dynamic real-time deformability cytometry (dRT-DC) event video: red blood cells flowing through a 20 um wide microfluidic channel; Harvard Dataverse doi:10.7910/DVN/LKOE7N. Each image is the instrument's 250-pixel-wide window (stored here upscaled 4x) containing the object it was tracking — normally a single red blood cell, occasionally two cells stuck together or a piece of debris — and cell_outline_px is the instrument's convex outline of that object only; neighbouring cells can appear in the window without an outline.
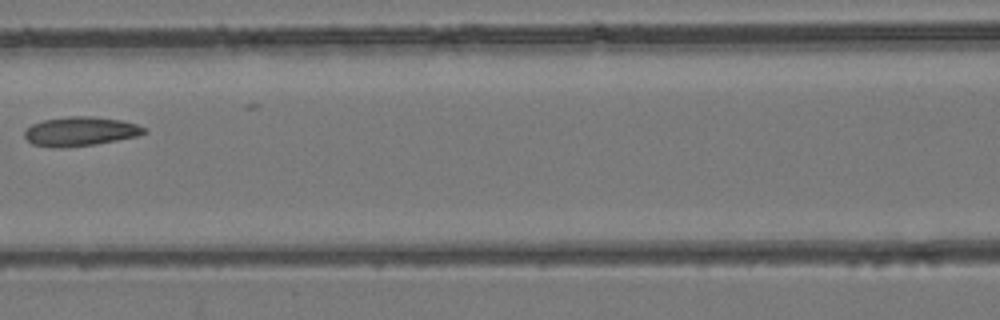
{"species": "common noctule bat (a hibernating species)", "species_latin": "Nyctalus noctula", "temperature_condition": "room temperature", "stored_images_in_passage": 7, "camera_frame_rate_fps": 3000, "um_per_image_px": 0.085, "animal": {"sex": "female", "body_mass_g": 24.6, "forearm_length_mm": 56.2}, "frame": {"image": 1, "passage_image": 7, "time_ms": 7.0, "image_size_px": [1000, 320], "cell_outline_px": [[148, 132], [136, 136], [96, 144], [64, 148], [52, 148], [32, 144], [24, 136], [24, 132], [32, 124], [44, 120], [68, 116], [92, 116], [120, 120], [136, 124], [148, 128]], "centroid_in_image_um": [6.83, 11.17], "position_along_channel_um": 159.8, "area_um2": 20.4}}